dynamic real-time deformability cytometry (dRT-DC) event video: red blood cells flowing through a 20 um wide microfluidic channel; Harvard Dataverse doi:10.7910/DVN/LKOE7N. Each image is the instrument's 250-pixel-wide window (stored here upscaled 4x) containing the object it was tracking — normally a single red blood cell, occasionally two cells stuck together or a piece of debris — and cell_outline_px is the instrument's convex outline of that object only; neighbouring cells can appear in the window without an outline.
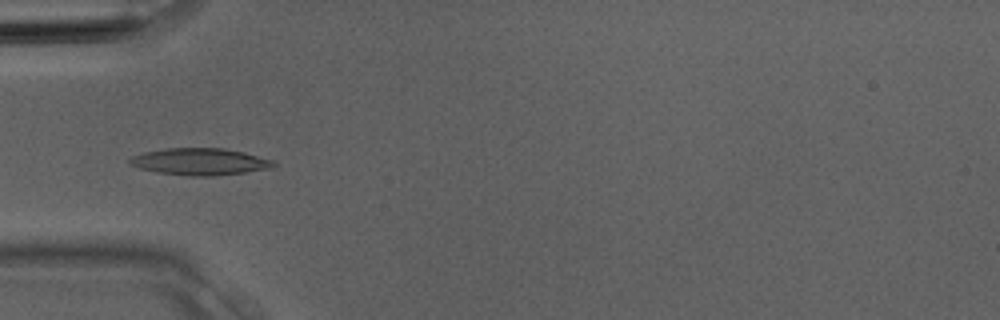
{"species": "Egyptian fruit bat (a non-hibernating species)", "species_latin": "Rousettus aegyptiacus", "temperature_condition": "room temperature", "stored_images_in_passage": 4, "camera_frame_rate_fps": 3000, "um_per_image_px": 0.085, "animal": {"sex": "male"}, "frame": {"image": 1, "passage_image": 4, "time_ms": 1.0, "image_size_px": [1000, 320], "cell_outline_px": [[276, 164], [268, 168], [244, 172], [216, 176], [188, 176], [156, 172], [140, 168], [128, 164], [128, 160], [132, 156], [144, 152], [164, 148], [224, 148], [244, 152], [272, 160]], "centroid_in_image_um": [16.94, 13.74], "position_along_channel_um": 68.1, "area_um2": 22.48}}